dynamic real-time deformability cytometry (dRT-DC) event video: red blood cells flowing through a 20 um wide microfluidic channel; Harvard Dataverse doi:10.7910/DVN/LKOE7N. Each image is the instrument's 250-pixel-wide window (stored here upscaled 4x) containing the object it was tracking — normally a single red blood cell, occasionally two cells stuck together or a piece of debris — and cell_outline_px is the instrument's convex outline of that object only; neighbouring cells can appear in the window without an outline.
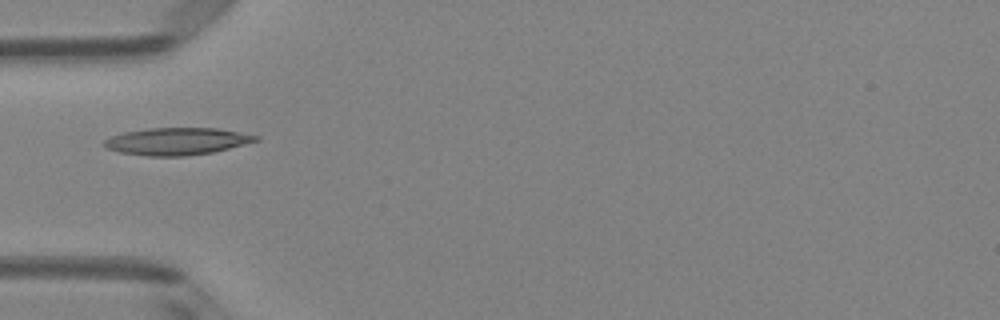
{"species": "Egyptian fruit bat (a non-hibernating species)", "species_latin": "Rousettus aegyptiacus", "temperature_condition": "room temperature", "stored_images_in_passage": 2, "camera_frame_rate_fps": 3000, "um_per_image_px": 0.085, "animal": {"sex": "female"}, "frame": {"image": 1, "passage_image": 2, "time_ms": 0.333, "image_size_px": [1000, 320], "cell_outline_px": [[260, 140], [212, 152], [184, 156], [148, 156], [120, 152], [108, 148], [104, 144], [104, 140], [112, 136], [124, 132], [148, 128], [220, 128], [260, 136]], "centroid_in_image_um": [15.06, 12.0], "position_along_channel_um": 69.9, "area_um2": 23.87}}